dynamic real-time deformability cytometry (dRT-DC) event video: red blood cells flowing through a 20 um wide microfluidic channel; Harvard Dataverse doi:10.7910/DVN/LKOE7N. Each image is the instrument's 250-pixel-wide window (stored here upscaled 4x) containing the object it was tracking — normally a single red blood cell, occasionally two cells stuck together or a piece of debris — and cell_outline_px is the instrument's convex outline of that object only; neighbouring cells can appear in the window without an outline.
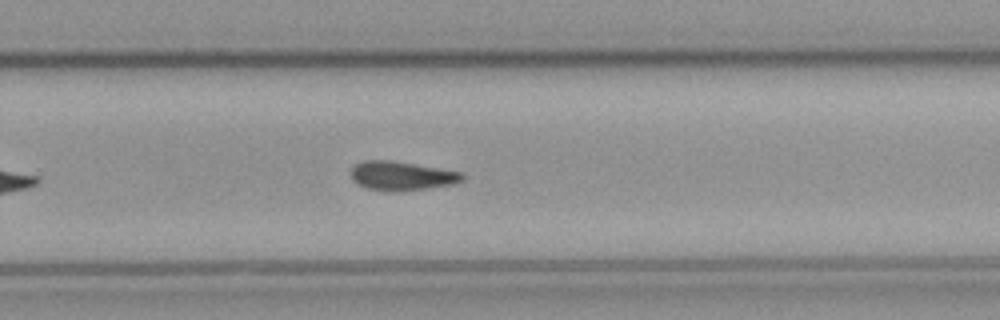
{"species": "common noctule bat (a hibernating species)", "species_latin": "Nyctalus noctula", "temperature_condition": "cold", "stored_images_in_passage": 28, "camera_frame_rate_fps": 3000, "um_per_image_px": 0.085, "animal": {"sex": "male", "body_mass_g": 23.1, "forearm_length_mm": 52.7}, "frame": {"image": 1, "passage_image": 24, "time_ms": 7.667, "image_size_px": [1000, 320], "cell_outline_px": [[464, 180], [452, 184], [396, 192], [388, 192], [368, 188], [352, 180], [352, 168], [356, 164], [364, 160], [392, 160], [460, 172], [464, 176]], "centroid_in_image_um": [34.12, 14.95], "position_along_channel_um": 295.7, "area_um2": 18.55}}